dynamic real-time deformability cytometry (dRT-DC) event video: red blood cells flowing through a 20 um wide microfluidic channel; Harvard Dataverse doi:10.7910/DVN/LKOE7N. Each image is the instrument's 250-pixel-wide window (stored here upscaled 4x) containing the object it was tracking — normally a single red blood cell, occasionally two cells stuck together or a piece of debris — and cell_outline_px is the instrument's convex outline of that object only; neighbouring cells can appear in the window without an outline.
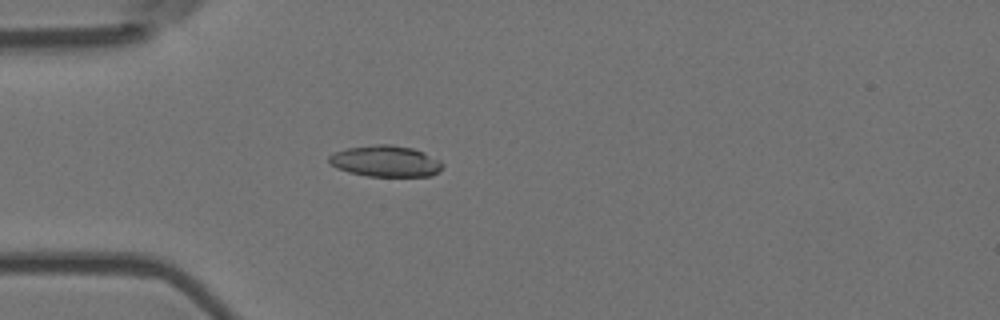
{"species": "Egyptian fruit bat (a non-hibernating species)", "species_latin": "Rousettus aegyptiacus", "temperature_condition": "room temperature", "stored_images_in_passage": 4, "camera_frame_rate_fps": 3000, "um_per_image_px": 0.085, "animal": {"sex": "female"}, "frame": {"image": 1, "passage_image": 4, "time_ms": 1.0, "image_size_px": [1000, 320], "cell_outline_px": [[444, 164], [440, 172], [432, 176], [368, 176], [348, 172], [336, 168], [328, 164], [328, 156], [336, 152], [348, 148], [376, 144], [392, 144], [412, 148], [424, 152], [440, 160]], "centroid_in_image_um": [32.79, 13.7], "position_along_channel_um": 52.2, "area_um2": 20.87}}